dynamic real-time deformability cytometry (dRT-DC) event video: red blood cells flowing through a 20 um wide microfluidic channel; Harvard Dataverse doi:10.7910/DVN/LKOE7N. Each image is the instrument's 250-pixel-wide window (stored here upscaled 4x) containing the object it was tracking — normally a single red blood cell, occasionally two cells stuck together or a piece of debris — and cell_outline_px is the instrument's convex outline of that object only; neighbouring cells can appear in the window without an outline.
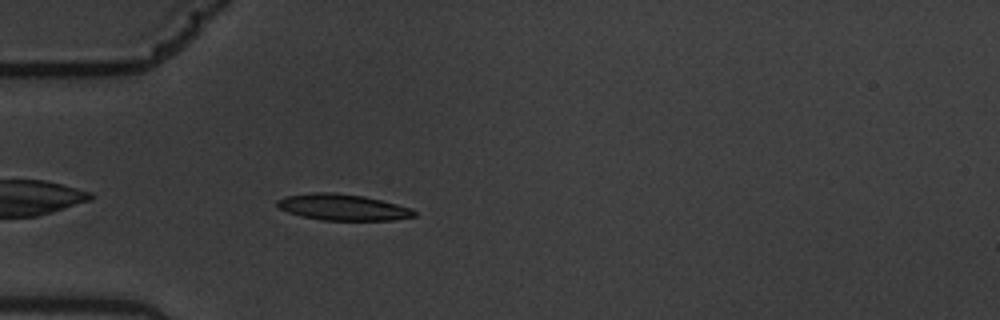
{"species": "common noctule bat (a hibernating species)", "species_latin": "Nyctalus noctula", "temperature_condition": "warm", "stored_images_in_passage": 35, "camera_frame_rate_fps": 3000, "um_per_image_px": 0.085, "animal": {"sex": "male", "body_mass_g": 19.5, "forearm_length_mm": 54.6}, "frame": {"image": 1, "passage_image": 3, "time_ms": 0.667, "image_size_px": [1000, 320], "cell_outline_px": [[416, 216], [392, 220], [320, 220], [300, 216], [288, 212], [280, 208], [276, 204], [276, 200], [284, 196], [312, 192], [336, 192], [364, 196], [412, 208], [416, 212]], "centroid_in_image_um": [29.1, 17.61], "position_along_channel_um": 55.9, "area_um2": 21.04}}
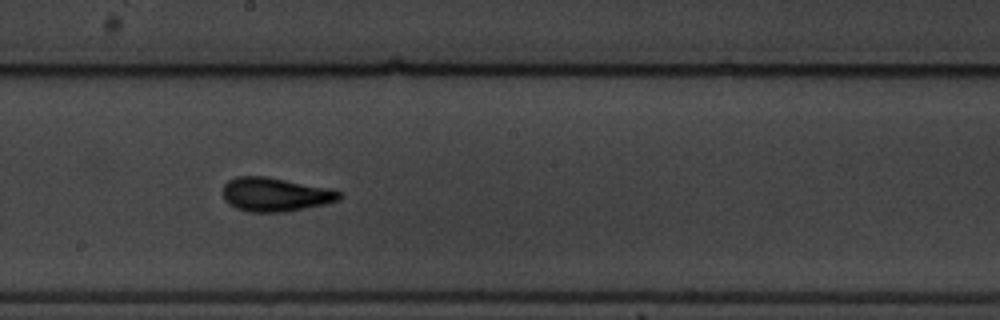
{"frame": {"image": 2, "passage_image": 18, "time_ms": 5.667, "image_size_px": [1000, 320], "cell_outline_px": [[344, 196], [340, 200], [324, 204], [284, 212], [252, 212], [236, 208], [224, 200], [224, 184], [228, 180], [236, 176], [268, 176], [328, 188], [340, 192]], "centroid_in_image_um": [23.4, 16.52], "position_along_channel_um": 224.8, "area_um2": 22.95}}
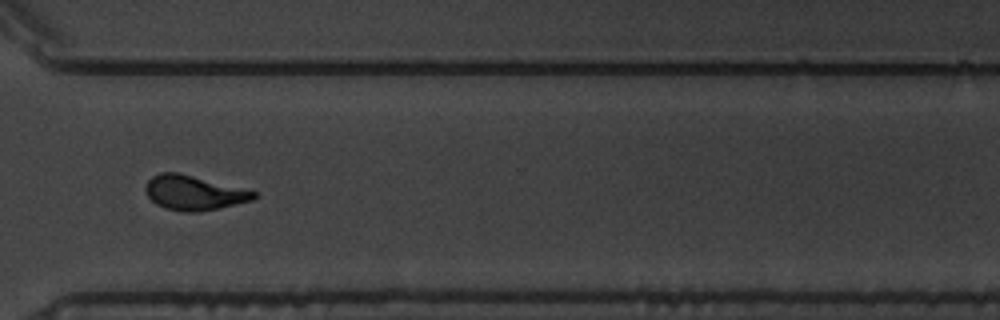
{"frame": {"image": 3, "passage_image": 29, "time_ms": 9.333, "image_size_px": [1000, 320], "cell_outline_px": [[256, 196], [252, 200], [220, 208], [200, 212], [184, 212], [164, 208], [156, 204], [148, 196], [144, 188], [144, 184], [152, 176], [160, 172], [180, 172], [256, 192]], "centroid_in_image_um": [16.42, 16.38], "position_along_channel_um": 354.2, "area_um2": 21.85}, "authors_computed_cell_mechanics": {"area_um2": 21.386, "velocity_mm_per_s": 3.5262, "shape_relaxation_time_tau1_ms": 3.039, "shape_relaxation_time_tau2_ms": 0.9636, "deformation_change_tau1": 0.1702, "deformation_change_tau2": 0.072}}